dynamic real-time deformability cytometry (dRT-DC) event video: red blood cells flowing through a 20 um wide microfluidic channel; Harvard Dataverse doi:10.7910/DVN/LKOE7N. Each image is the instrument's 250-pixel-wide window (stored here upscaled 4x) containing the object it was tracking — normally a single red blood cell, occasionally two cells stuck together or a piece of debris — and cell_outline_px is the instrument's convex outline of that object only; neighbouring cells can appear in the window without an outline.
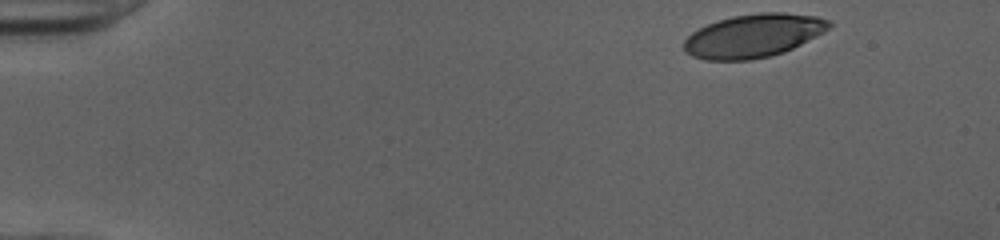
{"species": "human", "species_latin": "Homo sapiens", "temperature_condition": "cold", "stored_images_in_passage": 46, "camera_frame_rate_fps": 3000, "um_per_image_px": 0.085, "donor": {"sex": "female"}, "frame": {"image": 1, "passage_image": 1, "time_ms": 0.0, "image_size_px": [1000, 240], "cell_outline_px": [[832, 24], [824, 32], [784, 52], [768, 56], [748, 60], [704, 60], [692, 56], [684, 52], [684, 40], [692, 32], [708, 24], [732, 16], [760, 12], [784, 12], [816, 16], [828, 20]], "centroid_in_image_um": [64.02, 3.03], "position_along_channel_um": 21.0, "area_um2": 36.47}}
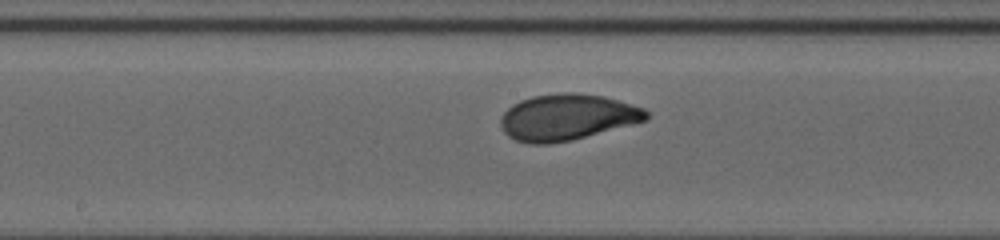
{"frame": {"image": 2, "passage_image": 23, "time_ms": 7.333, "image_size_px": [1000, 240], "cell_outline_px": [[648, 120], [572, 140], [548, 144], [528, 144], [516, 140], [508, 136], [504, 132], [500, 124], [500, 116], [512, 104], [520, 100], [532, 96], [560, 92], [576, 92], [604, 96], [644, 108], [648, 112]], "centroid_in_image_um": [48.18, 9.96], "position_along_channel_um": 200.0, "area_um2": 39.42}}
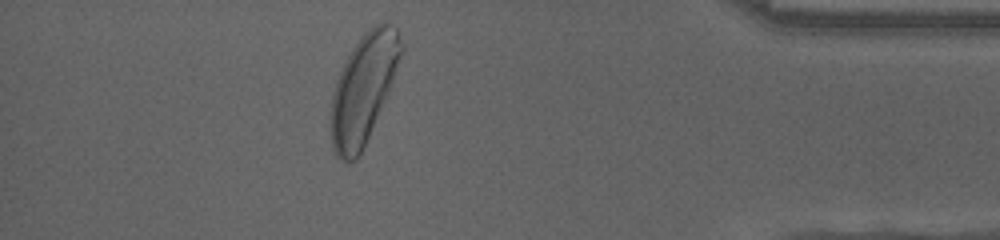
{"frame": {"image": 3, "passage_image": 41, "time_ms": 13.333, "image_size_px": [1000, 240], "cell_outline_px": [[404, 52], [388, 92], [368, 136], [356, 160], [344, 164], [336, 156], [332, 148], [332, 92], [336, 80], [344, 60], [360, 36], [368, 28], [380, 20], [384, 20], [396, 28], [404, 48]], "centroid_in_image_um": [30.9, 7.47], "position_along_channel_um": 404.3, "area_um2": 44.45}, "authors_computed_cell_mechanics": {"area_um2": 38.2636, "velocity_mm_per_s": 3.9968, "shape_relaxation_time_tau1_ms": 2.5766, "shape_relaxation_time_tau2_ms": 0.9162, "deformation_change_tau1": 0.1592, "deformation_change_tau2": 0.0554}}